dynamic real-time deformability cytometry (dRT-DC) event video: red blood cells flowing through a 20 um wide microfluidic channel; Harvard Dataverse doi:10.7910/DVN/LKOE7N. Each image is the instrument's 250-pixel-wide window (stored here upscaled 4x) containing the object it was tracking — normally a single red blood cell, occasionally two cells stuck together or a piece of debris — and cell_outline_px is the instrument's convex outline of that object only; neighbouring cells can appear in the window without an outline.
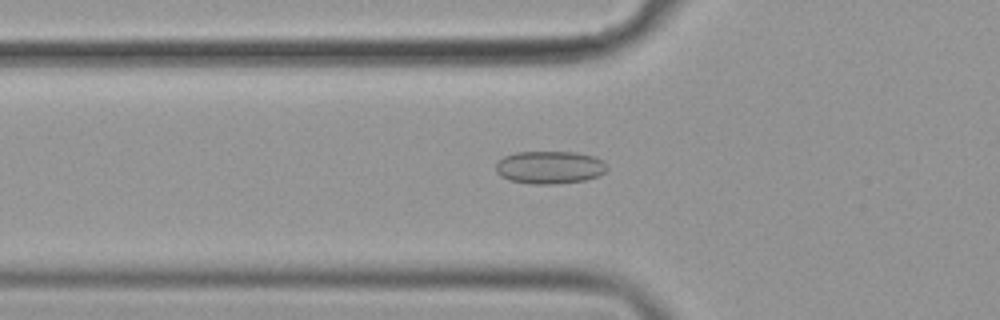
{"species": "common noctule bat (a hibernating species)", "species_latin": "Nyctalus noctula", "temperature_condition": "cold", "stored_images_in_passage": 56, "camera_frame_rate_fps": 3000, "um_per_image_px": 0.085, "animal": {"sex": "female", "body_mass_g": 19.9}, "frame": {"image": 1, "passage_image": 20, "time_ms": 6.333, "image_size_px": [1000, 320], "cell_outline_px": [[608, 168], [600, 176], [584, 180], [556, 184], [532, 184], [508, 180], [500, 176], [496, 172], [496, 164], [504, 156], [516, 152], [576, 152], [596, 156], [604, 160], [608, 164]], "centroid_in_image_um": [46.76, 14.22], "position_along_channel_um": 79.0, "area_um2": 21.56}}
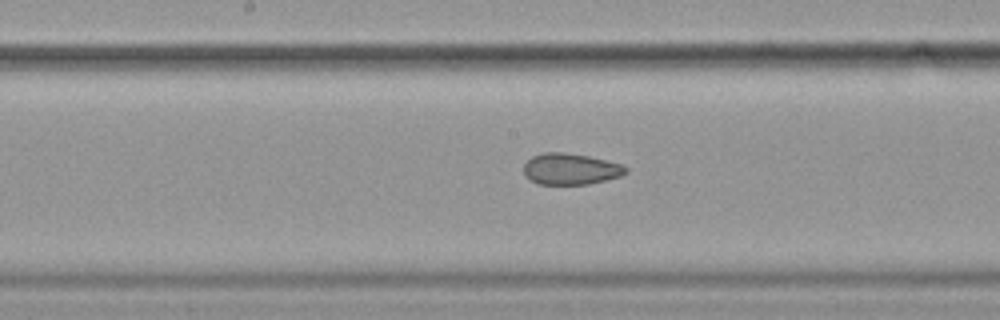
{"frame": {"image": 2, "passage_image": 30, "time_ms": 9.667, "image_size_px": [1000, 320], "cell_outline_px": [[628, 172], [620, 176], [588, 184], [540, 184], [524, 176], [524, 164], [532, 156], [544, 152], [564, 152], [588, 156], [620, 164], [628, 168]], "centroid_in_image_um": [48.48, 14.36], "position_along_channel_um": 199.7, "area_um2": 18.44}}
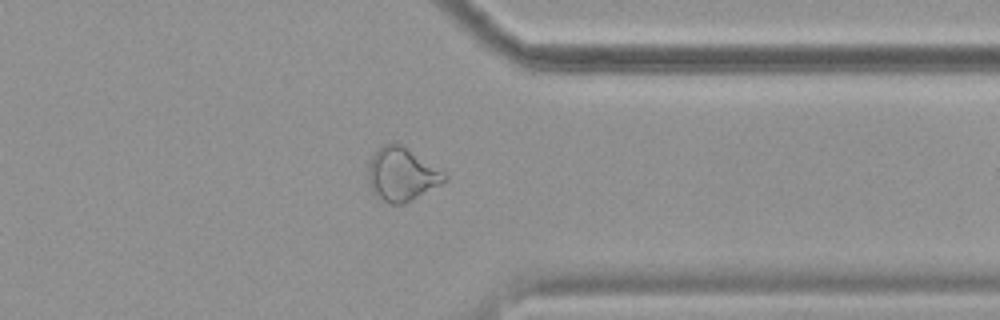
{"frame": {"image": 3, "passage_image": 45, "time_ms": 14.667, "image_size_px": [1000, 320], "cell_outline_px": [[448, 180], [404, 204], [388, 204], [380, 200], [372, 192], [368, 180], [368, 164], [372, 156], [384, 144], [400, 144], [444, 172], [448, 176]], "centroid_in_image_um": [34.13, 14.86], "position_along_channel_um": 377.3, "area_um2": 23.47}, "authors_computed_cell_mechanics": {"area_um2": 22.3975, "velocity_mm_per_s": 3.602, "shape_relaxation_time_tau1_ms": null, "shape_relaxation_time_tau2_ms": 2.0016, "deformation_change_tau1": null, "deformation_change_tau2": 0.0727}}